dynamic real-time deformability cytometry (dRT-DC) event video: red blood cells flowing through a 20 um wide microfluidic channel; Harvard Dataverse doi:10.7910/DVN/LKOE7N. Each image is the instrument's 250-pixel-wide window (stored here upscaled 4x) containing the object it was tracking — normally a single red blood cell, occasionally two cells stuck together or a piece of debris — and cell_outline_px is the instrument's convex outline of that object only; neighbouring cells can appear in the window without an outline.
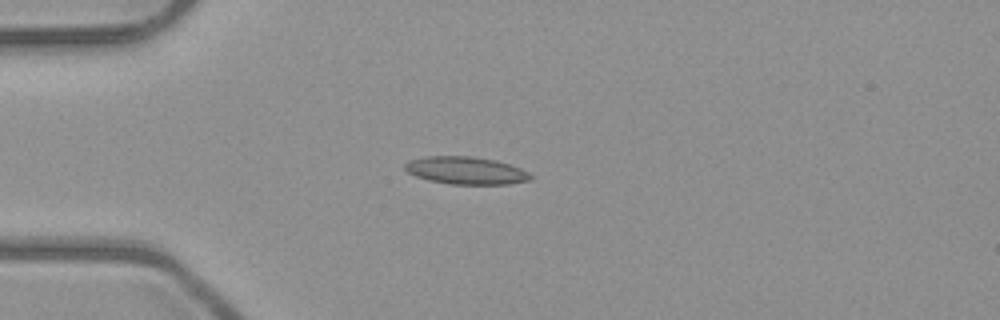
{"species": "common noctule bat (a hibernating species)", "species_latin": "Nyctalus noctula", "temperature_condition": "room temperature", "stored_images_in_passage": 6, "camera_frame_rate_fps": 3000, "um_per_image_px": 0.085, "animal": {"sex": "male", "body_mass_g": 23.1, "forearm_length_mm": 52.7}, "frame": {"image": 1, "passage_image": 3, "time_ms": 2.0, "image_size_px": [1000, 320], "cell_outline_px": [[532, 180], [508, 184], [452, 184], [428, 180], [416, 176], [408, 172], [404, 168], [404, 164], [408, 160], [428, 156], [468, 156], [492, 160], [508, 164], [520, 168], [528, 172], [532, 176]], "centroid_in_image_um": [39.58, 14.5], "position_along_channel_um": 45.4, "area_um2": 20.0}}
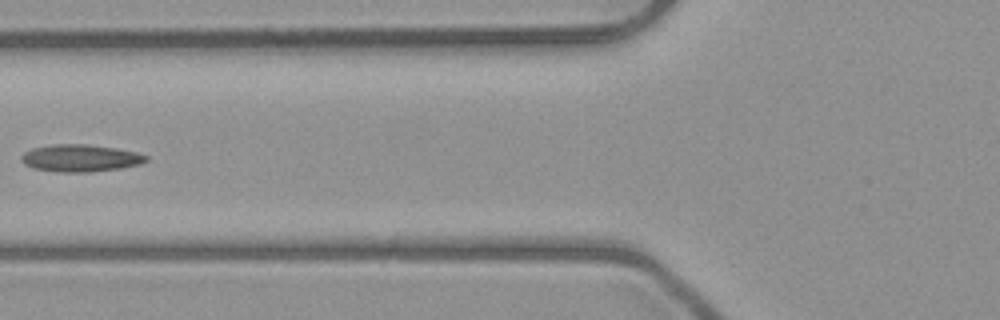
{"frame": {"image": 2, "passage_image": 5, "time_ms": 4.333, "image_size_px": [1000, 320], "cell_outline_px": [[148, 160], [140, 164], [120, 168], [92, 172], [56, 172], [32, 168], [24, 164], [20, 160], [20, 156], [24, 152], [32, 148], [52, 144], [88, 144], [116, 148], [136, 152], [148, 156]], "centroid_in_image_um": [6.8, 13.44], "position_along_channel_um": 119.0, "area_um2": 20.0}}
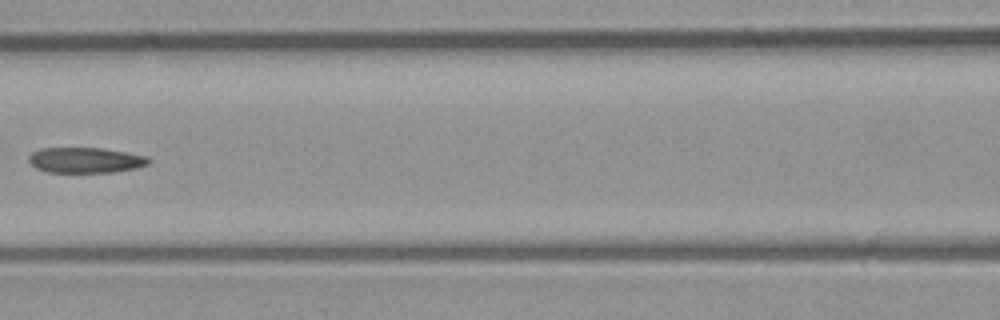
{"frame": {"image": 3, "passage_image": 6, "time_ms": 5.333, "image_size_px": [1000, 320], "cell_outline_px": [[152, 160], [148, 164], [136, 168], [112, 172], [48, 172], [36, 168], [28, 160], [28, 156], [32, 152], [40, 148], [104, 148], [148, 156]], "centroid_in_image_um": [7.28, 13.6], "position_along_channel_um": 159.3, "area_um2": 17.86}}